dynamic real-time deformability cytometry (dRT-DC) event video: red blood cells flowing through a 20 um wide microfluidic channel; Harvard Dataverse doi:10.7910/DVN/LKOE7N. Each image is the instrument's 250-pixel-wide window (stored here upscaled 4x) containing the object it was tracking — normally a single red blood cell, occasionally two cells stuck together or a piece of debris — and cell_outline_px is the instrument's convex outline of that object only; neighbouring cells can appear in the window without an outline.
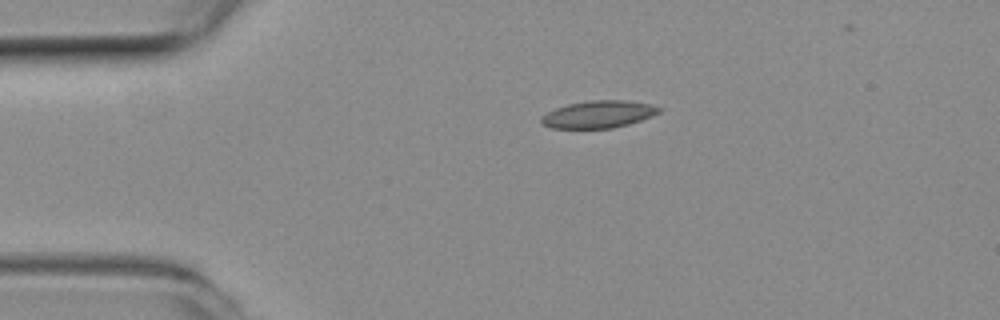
{"species": "common noctule bat (a hibernating species)", "species_latin": "Nyctalus noctula", "temperature_condition": "room temperature", "stored_images_in_passage": 42, "camera_frame_rate_fps": 3000, "um_per_image_px": 0.085, "animal": {"sex": "female", "body_mass_g": 19.3, "forearm_length_mm": 54.1}, "frame": {"image": 1, "passage_image": 1, "time_ms": 0.0, "image_size_px": [1000, 320], "cell_outline_px": [[664, 108], [660, 112], [652, 116], [628, 124], [612, 128], [552, 128], [540, 124], [540, 116], [556, 108], [568, 104], [588, 100], [628, 100], [652, 104]], "centroid_in_image_um": [50.88, 9.71], "position_along_channel_um": 34.1, "area_um2": 18.9}}
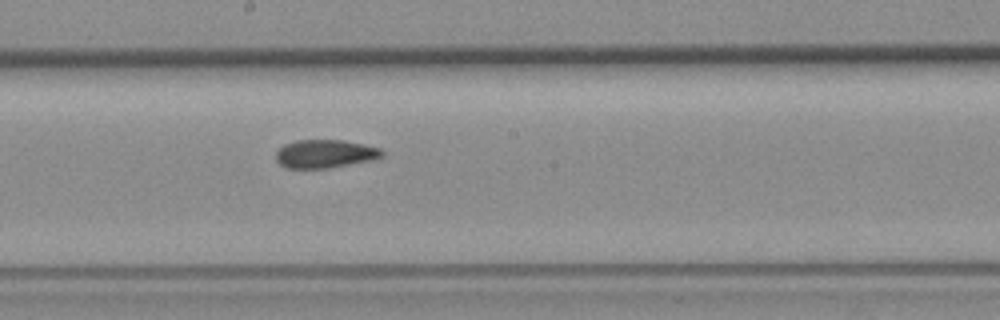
{"frame": {"image": 2, "passage_image": 18, "time_ms": 5.667, "image_size_px": [1000, 320], "cell_outline_px": [[384, 156], [372, 160], [328, 168], [284, 168], [276, 160], [276, 152], [284, 144], [296, 140], [344, 140], [380, 148], [384, 152]], "centroid_in_image_um": [27.62, 13.07], "position_along_channel_um": 220.6, "area_um2": 17.51}}
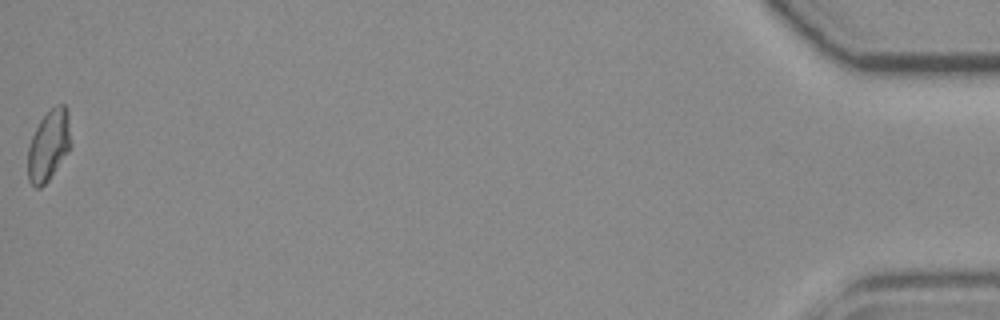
{"frame": {"image": 3, "passage_image": 42, "time_ms": 13.667, "image_size_px": [1000, 320], "cell_outline_px": [[72, 144], [68, 152], [48, 180], [40, 188], [36, 188], [28, 180], [28, 148], [32, 136], [40, 120], [56, 104], [64, 104], [68, 108]], "centroid_in_image_um": [4.17, 12.33], "position_along_channel_um": 431.0, "area_um2": 17.8}, "authors_computed_cell_mechanics": {"area_um2": 17.9758, "velocity_mm_per_s": 3.9647, "shape_relaxation_time_tau1_ms": null, "shape_relaxation_time_tau2_ms": 3.099, "deformation_change_tau1": null, "deformation_change_tau2": 0.0875}}